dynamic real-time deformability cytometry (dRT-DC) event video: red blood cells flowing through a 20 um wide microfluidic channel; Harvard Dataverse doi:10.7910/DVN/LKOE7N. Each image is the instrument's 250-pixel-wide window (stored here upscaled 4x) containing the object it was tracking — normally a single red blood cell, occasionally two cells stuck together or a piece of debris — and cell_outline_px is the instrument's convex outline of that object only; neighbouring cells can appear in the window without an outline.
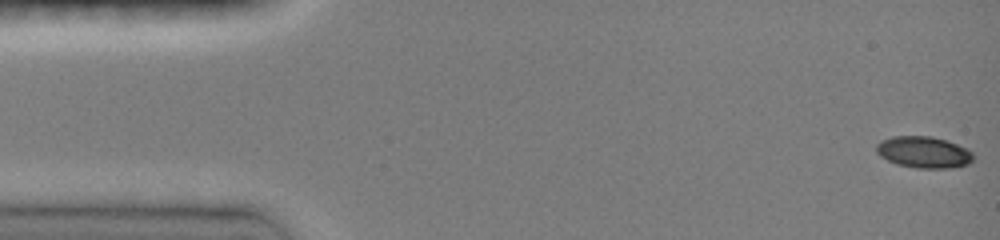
{"species": "common noctule bat (a hibernating species)", "species_latin": "Nyctalus noctula", "temperature_condition": "room temperature", "stored_images_in_passage": 16, "camera_frame_rate_fps": 3000, "um_per_image_px": 0.085, "animal": {"sex": "female", "body_mass_g": 19.0, "forearm_length_mm": 51.5}, "frame": {"image": 1, "passage_image": 1, "time_ms": 0.0, "image_size_px": [1000, 240], "cell_outline_px": [[972, 160], [968, 164], [948, 168], [916, 168], [896, 164], [880, 156], [876, 152], [876, 144], [880, 140], [892, 136], [932, 136], [968, 148], [972, 152]], "centroid_in_image_um": [78.48, 12.93], "position_along_channel_um": 6.5, "area_um2": 17.8}}
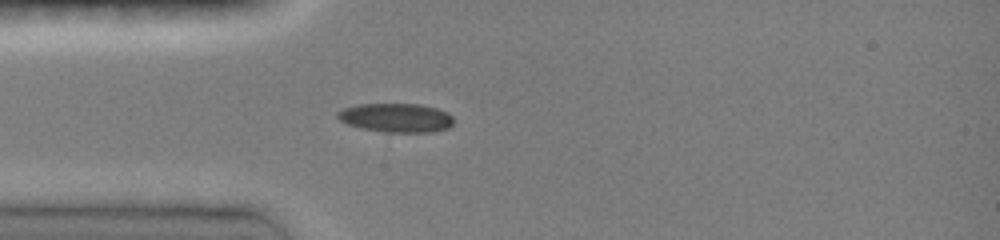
{"frame": {"image": 2, "passage_image": 9, "time_ms": 4.0, "image_size_px": [1000, 240], "cell_outline_px": [[452, 124], [448, 128], [432, 132], [384, 132], [364, 128], [348, 124], [340, 120], [336, 116], [336, 112], [344, 108], [356, 104], [420, 104], [436, 108], [448, 112], [452, 116]], "centroid_in_image_um": [33.67, 10.0], "position_along_channel_um": 51.3, "area_um2": 19.54}}
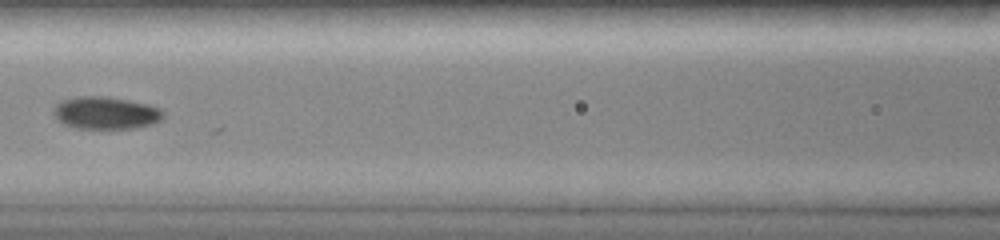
{"frame": {"image": 3, "passage_image": 14, "time_ms": 6.667, "image_size_px": [1000, 240], "cell_outline_px": [[164, 116], [160, 120], [152, 124], [136, 128], [76, 128], [64, 124], [52, 112], [56, 104], [60, 100], [76, 96], [104, 96], [128, 100], [148, 104], [160, 108], [164, 112]], "centroid_in_image_um": [8.99, 9.58], "position_along_channel_um": 157.6, "area_um2": 20.75}}